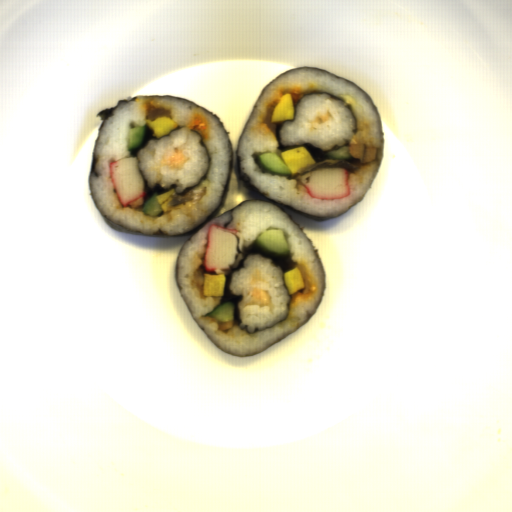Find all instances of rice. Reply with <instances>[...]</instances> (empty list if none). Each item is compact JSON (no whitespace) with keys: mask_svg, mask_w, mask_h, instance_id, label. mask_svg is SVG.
I'll return each mask as SVG.
<instances>
[{"mask_svg":"<svg viewBox=\"0 0 512 512\" xmlns=\"http://www.w3.org/2000/svg\"><path fill=\"white\" fill-rule=\"evenodd\" d=\"M229 219L230 213L215 218L185 244L178 262V280L196 319L207 333L228 353L242 356L262 350L304 322L307 311L314 312L322 296L324 283L316 252L292 219L272 203L249 201L234 210L233 219L225 228L237 231V255L229 270H224L223 297H204V274H217L204 267L210 227L215 224L223 228ZM270 228H282L289 243V256L272 258L255 247L256 237ZM251 254L269 259L275 267L281 268L282 273L296 266L305 284V288L298 290L295 295L288 292V312L283 319L270 327H255L254 331H249L248 324L241 327L238 304L242 295L231 294L229 288L234 271L241 268L243 261ZM229 301L235 305V321L219 323L204 316Z\"/></svg>","mask_w":512,"mask_h":512,"instance_id":"obj_1","label":"rice"},{"mask_svg":"<svg viewBox=\"0 0 512 512\" xmlns=\"http://www.w3.org/2000/svg\"><path fill=\"white\" fill-rule=\"evenodd\" d=\"M285 92H290L296 107L303 97L312 94H326L344 103L352 113L355 129L353 135L344 138L345 144L334 145L327 151L311 142L284 145L280 140L282 123H270L274 106ZM286 121H295L294 119ZM365 143L368 147H377V158L373 162L360 164L357 158L333 160L324 154L349 144ZM304 146L312 154L316 164L307 166L296 175H302L315 168L345 166L349 171L351 195L340 200H321L310 198L306 187L296 179V175L284 177L263 172L254 161L263 153L276 152L281 157L283 150ZM383 149L381 126L375 108L366 94L348 81L318 69L301 68L278 77L262 94L243 134L240 154L241 166L250 178L252 185L268 197L286 203L296 209L314 215H337L358 201L367 191L379 166ZM282 159V157H281ZM283 160V159H282Z\"/></svg>","mask_w":512,"mask_h":512,"instance_id":"obj_2","label":"rice"},{"mask_svg":"<svg viewBox=\"0 0 512 512\" xmlns=\"http://www.w3.org/2000/svg\"><path fill=\"white\" fill-rule=\"evenodd\" d=\"M163 114L172 117L178 128L190 129L200 135L199 144L207 151L209 163L206 174L198 184L186 187L181 192L174 188V196L168 202V206L172 208L170 212L149 217L141 211L147 196L122 208L111 183L109 163L127 156L136 157L137 151L143 149L148 140H157L152 136L153 131L147 127L145 118L154 120L156 116ZM144 125V141L128 151V129ZM171 132L165 136H169ZM96 153H100V160L95 167L100 178L91 174V184L97 204L113 220L149 234L155 229H165L166 233L187 231L204 220L219 205L230 163L228 139L218 123L197 107L181 100L166 98L139 99L123 103L112 118L107 119ZM155 192L157 191H153Z\"/></svg>","mask_w":512,"mask_h":512,"instance_id":"obj_3","label":"rice"},{"mask_svg":"<svg viewBox=\"0 0 512 512\" xmlns=\"http://www.w3.org/2000/svg\"><path fill=\"white\" fill-rule=\"evenodd\" d=\"M201 137L196 132L178 128L169 136L157 140L150 139L144 148L137 151L138 169L151 188L156 184L167 188L172 183L176 191L181 192L189 186H195L207 172L209 157L205 148L199 144ZM175 148L182 149L189 160L184 162L183 168L166 166L165 160Z\"/></svg>","mask_w":512,"mask_h":512,"instance_id":"obj_4","label":"rice"},{"mask_svg":"<svg viewBox=\"0 0 512 512\" xmlns=\"http://www.w3.org/2000/svg\"><path fill=\"white\" fill-rule=\"evenodd\" d=\"M254 287L267 290L272 295V304L262 306L251 301ZM229 288L231 294L242 295L238 304L241 327L248 324L249 331L270 327L288 312L289 294L283 285L282 270L259 254L247 256L242 267L234 271Z\"/></svg>","mask_w":512,"mask_h":512,"instance_id":"obj_5","label":"rice"},{"mask_svg":"<svg viewBox=\"0 0 512 512\" xmlns=\"http://www.w3.org/2000/svg\"><path fill=\"white\" fill-rule=\"evenodd\" d=\"M327 111L332 116L329 121L312 130L313 119ZM352 129H355L354 118L344 103L326 94H312L299 100L295 121L283 122L280 140L285 146L311 142L327 151L334 145L345 144L344 138L353 135Z\"/></svg>","mask_w":512,"mask_h":512,"instance_id":"obj_6","label":"rice"}]
</instances>
